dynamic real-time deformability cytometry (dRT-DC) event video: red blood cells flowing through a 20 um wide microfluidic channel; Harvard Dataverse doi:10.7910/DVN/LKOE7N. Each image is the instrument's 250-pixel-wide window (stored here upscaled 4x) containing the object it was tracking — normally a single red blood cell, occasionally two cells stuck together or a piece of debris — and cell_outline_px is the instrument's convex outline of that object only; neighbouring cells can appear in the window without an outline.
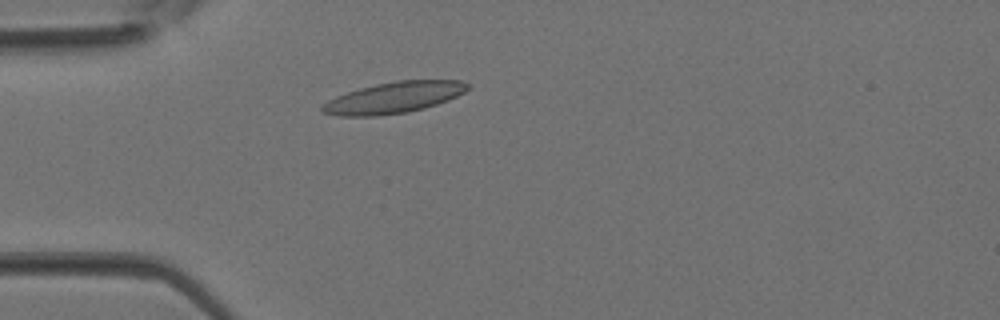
{"species": "Egyptian fruit bat (a non-hibernating species)", "species_latin": "Rousettus aegyptiacus", "temperature_condition": "room temperature", "stored_images_in_passage": 4, "camera_frame_rate_fps": 3000, "um_per_image_px": 0.085, "animal": {"sex": "female"}, "frame": {"image": 1, "passage_image": 1, "time_ms": 0.0, "image_size_px": [1000, 320], "cell_outline_px": [[468, 88], [464, 92], [448, 100], [424, 108], [408, 112], [376, 116], [340, 116], [324, 112], [320, 108], [328, 100], [336, 96], [360, 88], [376, 84], [396, 80], [460, 80], [468, 84]], "centroid_in_image_um": [33.48, 8.29], "position_along_channel_um": 51.5, "area_um2": 26.18}}
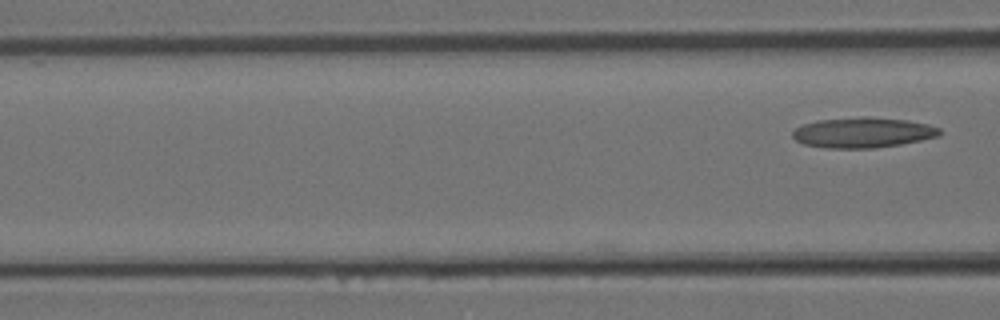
{"frame": {"image": 2, "passage_image": 4, "time_ms": 1.0, "image_size_px": [1000, 320], "cell_outline_px": [[940, 136], [900, 144], [872, 148], [828, 148], [804, 144], [796, 140], [792, 136], [792, 132], [796, 128], [804, 124], [816, 120], [864, 116], [908, 120], [928, 124], [940, 128]], "centroid_in_image_um": [73.34, 11.26], "position_along_channel_um": 93.3, "area_um2": 25.95}}